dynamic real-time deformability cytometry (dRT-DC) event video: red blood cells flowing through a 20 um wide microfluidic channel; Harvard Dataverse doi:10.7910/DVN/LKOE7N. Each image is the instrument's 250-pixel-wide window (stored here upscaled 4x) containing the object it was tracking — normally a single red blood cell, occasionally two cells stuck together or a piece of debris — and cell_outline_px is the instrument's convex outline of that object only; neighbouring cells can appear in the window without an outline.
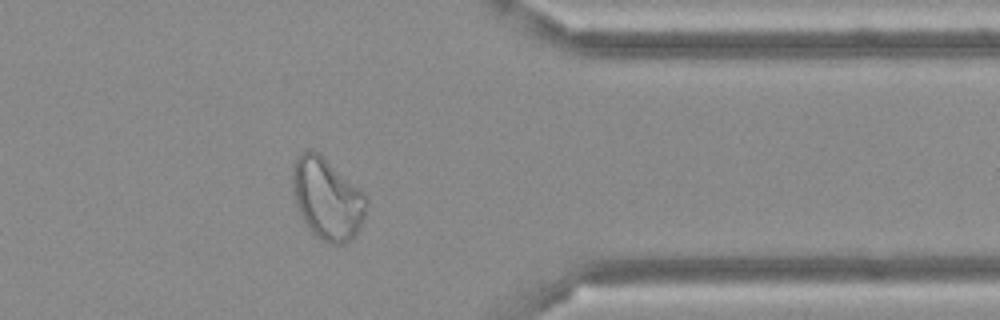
{"species": "Egyptian fruit bat (a non-hibernating species)", "species_latin": "Rousettus aegyptiacus", "temperature_condition": "cold", "stored_images_in_passage": 36, "camera_frame_rate_fps": 3000, "um_per_image_px": 0.085, "frame": {"image": 1, "passage_image": 26, "time_ms": 8.333, "image_size_px": [1000, 320], "cell_outline_px": [[368, 204], [360, 228], [356, 236], [352, 240], [344, 244], [332, 244], [320, 240], [312, 232], [304, 220], [296, 204], [292, 184], [292, 168], [300, 152], [308, 148], [320, 152], [364, 192], [368, 196]], "centroid_in_image_um": [27.84, 16.87], "position_along_channel_um": 383.6, "area_um2": 35.55}}